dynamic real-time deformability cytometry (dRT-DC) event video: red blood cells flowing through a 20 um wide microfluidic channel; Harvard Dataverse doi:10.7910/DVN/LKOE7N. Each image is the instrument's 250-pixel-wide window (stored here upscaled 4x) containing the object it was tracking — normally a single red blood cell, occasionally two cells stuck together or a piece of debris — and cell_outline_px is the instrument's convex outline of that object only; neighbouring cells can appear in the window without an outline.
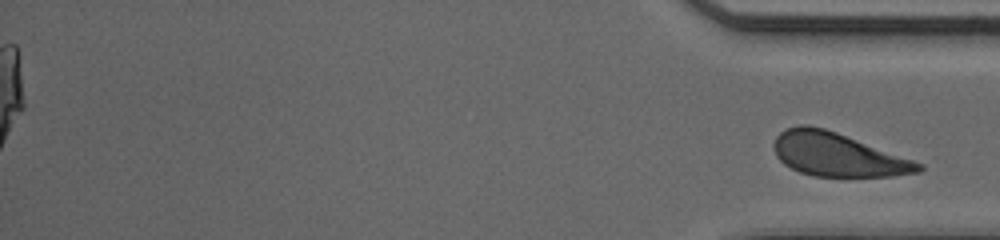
{"species": "human", "species_latin": "Homo sapiens", "temperature_condition": "cold", "stored_images_in_passage": 51, "segment_of_instrument_passage": [2, 2], "camera_frame_rate_fps": 3000, "um_per_image_px": 0.085, "donor": {"sex": "male"}, "frame": {"image": 1, "passage_image": 51, "time_ms": 16.667, "image_size_px": [1000, 240], "cell_outline_px": [[924, 168], [920, 172], [892, 176], [812, 176], [800, 172], [784, 164], [776, 156], [772, 148], [772, 144], [776, 136], [780, 132], [788, 128], [800, 124], [808, 124], [824, 128], [836, 132], [924, 164]], "centroid_in_image_um": [71.15, 13.14], "position_along_channel_um": 364.0, "area_um2": 36.53}}